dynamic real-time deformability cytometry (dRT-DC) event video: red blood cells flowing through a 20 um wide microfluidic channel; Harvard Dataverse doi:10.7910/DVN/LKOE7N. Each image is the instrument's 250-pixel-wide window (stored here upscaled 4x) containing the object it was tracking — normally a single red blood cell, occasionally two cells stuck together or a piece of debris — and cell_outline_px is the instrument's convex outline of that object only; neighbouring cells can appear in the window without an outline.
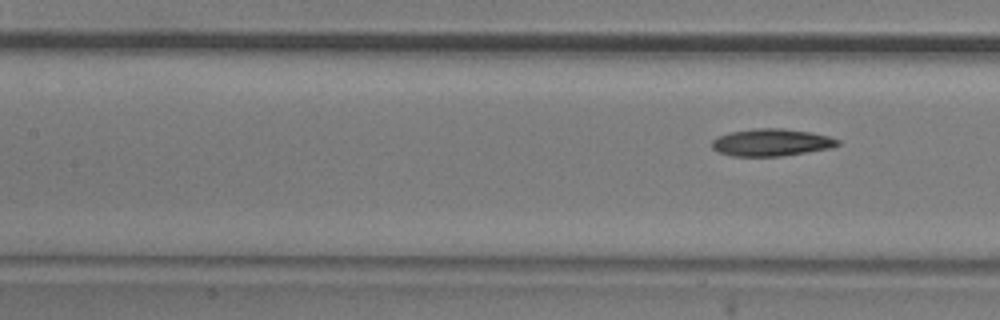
{"species": "common noctule bat (a hibernating species)", "species_latin": "Nyctalus noctula", "temperature_condition": "room temperature", "stored_images_in_passage": 5, "segment_of_instrument_passage": [2, 2], "camera_frame_rate_fps": 3000, "um_per_image_px": 0.085, "animal": {"sex": "male", "body_mass_g": 20.5, "forearm_length_mm": 52.5}, "frame": {"image": 1, "passage_image": 5, "time_ms": 1.333, "image_size_px": [1000, 320], "cell_outline_px": [[840, 144], [832, 148], [780, 156], [732, 156], [716, 152], [712, 148], [712, 140], [716, 136], [732, 132], [756, 128], [780, 128], [812, 132], [828, 136], [840, 140]], "centroid_in_image_um": [65.55, 12.11], "position_along_channel_um": 141.8, "area_um2": 20.06}}